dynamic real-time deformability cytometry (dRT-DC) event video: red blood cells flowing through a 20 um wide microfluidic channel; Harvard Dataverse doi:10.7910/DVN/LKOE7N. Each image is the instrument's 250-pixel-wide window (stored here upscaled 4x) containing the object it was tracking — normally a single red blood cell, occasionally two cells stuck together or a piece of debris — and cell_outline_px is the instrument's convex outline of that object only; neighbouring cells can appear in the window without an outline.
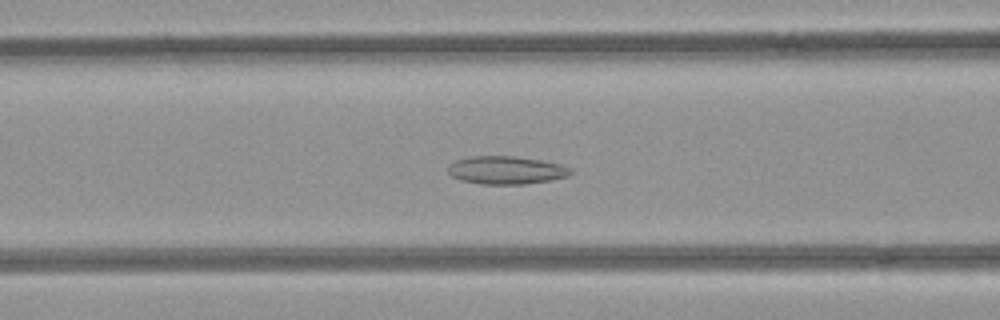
{"species": "common noctule bat (a hibernating species)", "species_latin": "Nyctalus noctula", "temperature_condition": "room temperature", "stored_images_in_passage": 52, "camera_frame_rate_fps": 3000, "um_per_image_px": 0.085, "animal": {"sex": "female", "body_mass_g": 21.9}, "frame": {"image": 1, "passage_image": 21, "time_ms": 6.667, "image_size_px": [1000, 320], "cell_outline_px": [[572, 172], [568, 176], [548, 180], [524, 184], [480, 184], [460, 180], [452, 176], [448, 172], [448, 164], [456, 160], [468, 156], [516, 156], [540, 160], [560, 164], [572, 168]], "centroid_in_image_um": [42.99, 14.45], "position_along_channel_um": 123.6, "area_um2": 20.06}}
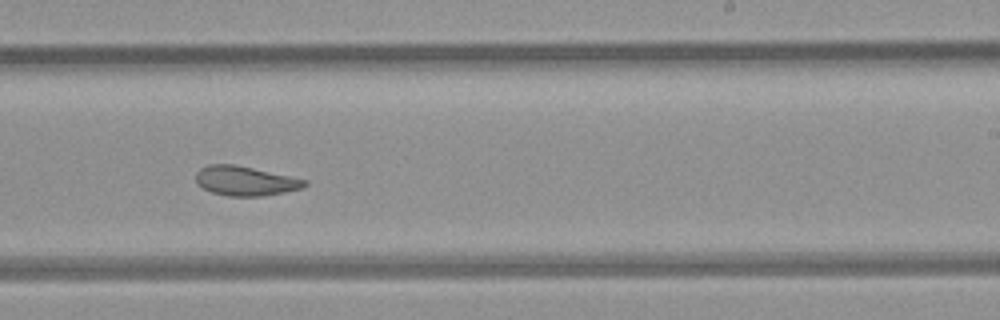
{"frame": {"image": 2, "passage_image": 32, "time_ms": 10.333, "image_size_px": [1000, 320], "cell_outline_px": [[308, 184], [300, 188], [284, 192], [260, 196], [228, 196], [212, 192], [204, 188], [196, 180], [196, 172], [200, 168], [208, 164], [232, 164], [252, 168], [308, 180]], "centroid_in_image_um": [20.84, 15.37], "position_along_channel_um": 268.2, "area_um2": 18.38}}
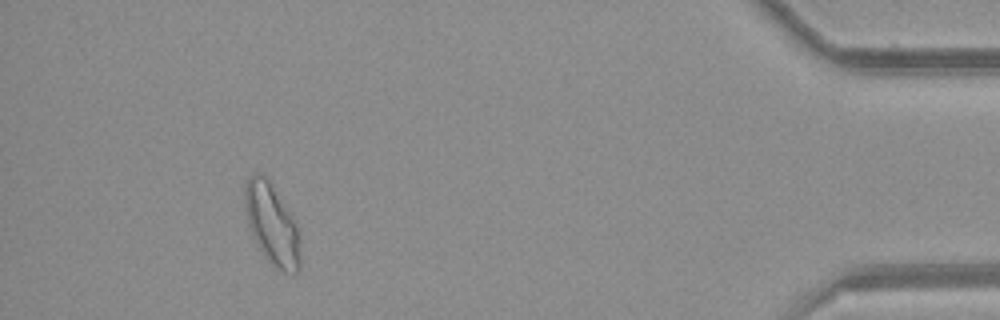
{"frame": {"image": 3, "passage_image": 48, "time_ms": 15.667, "image_size_px": [1000, 320], "cell_outline_px": [[300, 268], [296, 272], [284, 272], [276, 268], [264, 256], [256, 244], [252, 236], [244, 204], [244, 184], [248, 176], [256, 172], [264, 176], [272, 184], [296, 224], [300, 236]], "centroid_in_image_um": [23.1, 19.06], "position_along_channel_um": 412.1, "area_um2": 26.07}, "authors_computed_cell_mechanics": {"area_um2": 22.7154, "velocity_mm_per_s": 3.9429, "shape_relaxation_time_tau1_ms": null, "shape_relaxation_time_tau2_ms": 3.3528, "deformation_change_tau1": null, "deformation_change_tau2": 0.096}}